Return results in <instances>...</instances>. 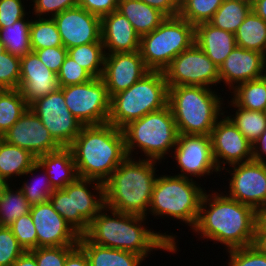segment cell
I'll return each mask as SVG.
<instances>
[{"instance_id": "cell-1", "label": "cell", "mask_w": 266, "mask_h": 266, "mask_svg": "<svg viewBox=\"0 0 266 266\" xmlns=\"http://www.w3.org/2000/svg\"><path fill=\"white\" fill-rule=\"evenodd\" d=\"M108 212H111L109 215ZM145 216L123 213L104 207L90 222L84 234L92 243L128 251L141 256L144 260L151 251L165 250L176 253V235L160 233L144 226ZM143 223V225H142Z\"/></svg>"}, {"instance_id": "cell-2", "label": "cell", "mask_w": 266, "mask_h": 266, "mask_svg": "<svg viewBox=\"0 0 266 266\" xmlns=\"http://www.w3.org/2000/svg\"><path fill=\"white\" fill-rule=\"evenodd\" d=\"M214 192V193H213ZM200 238L224 244L226 251L248 247L255 234V209L225 195L203 194L199 216L192 229Z\"/></svg>"}, {"instance_id": "cell-3", "label": "cell", "mask_w": 266, "mask_h": 266, "mask_svg": "<svg viewBox=\"0 0 266 266\" xmlns=\"http://www.w3.org/2000/svg\"><path fill=\"white\" fill-rule=\"evenodd\" d=\"M69 148L78 177L103 184L127 158L122 129L110 123L83 125Z\"/></svg>"}, {"instance_id": "cell-4", "label": "cell", "mask_w": 266, "mask_h": 266, "mask_svg": "<svg viewBox=\"0 0 266 266\" xmlns=\"http://www.w3.org/2000/svg\"><path fill=\"white\" fill-rule=\"evenodd\" d=\"M156 163L143 157L138 161L127 157L104 183L105 207L146 217L157 178Z\"/></svg>"}, {"instance_id": "cell-5", "label": "cell", "mask_w": 266, "mask_h": 266, "mask_svg": "<svg viewBox=\"0 0 266 266\" xmlns=\"http://www.w3.org/2000/svg\"><path fill=\"white\" fill-rule=\"evenodd\" d=\"M220 96L215 88L214 91L192 85L168 88L167 105L179 134L211 135L217 120L224 114L225 104Z\"/></svg>"}, {"instance_id": "cell-6", "label": "cell", "mask_w": 266, "mask_h": 266, "mask_svg": "<svg viewBox=\"0 0 266 266\" xmlns=\"http://www.w3.org/2000/svg\"><path fill=\"white\" fill-rule=\"evenodd\" d=\"M168 86L163 71H149L125 91L110 97L108 123L122 129L128 123L167 106Z\"/></svg>"}, {"instance_id": "cell-7", "label": "cell", "mask_w": 266, "mask_h": 266, "mask_svg": "<svg viewBox=\"0 0 266 266\" xmlns=\"http://www.w3.org/2000/svg\"><path fill=\"white\" fill-rule=\"evenodd\" d=\"M122 132L127 157H134L132 153L138 147L142 153L144 152L145 159L158 162L165 160V155L174 149L179 136L173 113L168 105L128 123L122 128Z\"/></svg>"}, {"instance_id": "cell-8", "label": "cell", "mask_w": 266, "mask_h": 266, "mask_svg": "<svg viewBox=\"0 0 266 266\" xmlns=\"http://www.w3.org/2000/svg\"><path fill=\"white\" fill-rule=\"evenodd\" d=\"M195 180L177 175H158L153 187L148 214L183 221L193 229L205 192Z\"/></svg>"}, {"instance_id": "cell-9", "label": "cell", "mask_w": 266, "mask_h": 266, "mask_svg": "<svg viewBox=\"0 0 266 266\" xmlns=\"http://www.w3.org/2000/svg\"><path fill=\"white\" fill-rule=\"evenodd\" d=\"M91 184L94 185H92L93 192L97 191L95 195L89 188ZM49 201L53 209L79 235H84L88 231L90 222L105 207L104 184L96 180L78 177L65 188L55 189Z\"/></svg>"}, {"instance_id": "cell-10", "label": "cell", "mask_w": 266, "mask_h": 266, "mask_svg": "<svg viewBox=\"0 0 266 266\" xmlns=\"http://www.w3.org/2000/svg\"><path fill=\"white\" fill-rule=\"evenodd\" d=\"M195 43V26L179 16L166 19L141 36L140 53L150 71H164L182 51Z\"/></svg>"}, {"instance_id": "cell-11", "label": "cell", "mask_w": 266, "mask_h": 266, "mask_svg": "<svg viewBox=\"0 0 266 266\" xmlns=\"http://www.w3.org/2000/svg\"><path fill=\"white\" fill-rule=\"evenodd\" d=\"M60 89L63 91L66 106L83 125L108 123L110 97L101 77Z\"/></svg>"}, {"instance_id": "cell-12", "label": "cell", "mask_w": 266, "mask_h": 266, "mask_svg": "<svg viewBox=\"0 0 266 266\" xmlns=\"http://www.w3.org/2000/svg\"><path fill=\"white\" fill-rule=\"evenodd\" d=\"M163 72L168 88L182 85L212 88L220 84L219 68L196 43L176 56Z\"/></svg>"}, {"instance_id": "cell-13", "label": "cell", "mask_w": 266, "mask_h": 266, "mask_svg": "<svg viewBox=\"0 0 266 266\" xmlns=\"http://www.w3.org/2000/svg\"><path fill=\"white\" fill-rule=\"evenodd\" d=\"M29 107L61 147H69L79 135L83 124L66 106L63 91L60 88L37 99Z\"/></svg>"}, {"instance_id": "cell-14", "label": "cell", "mask_w": 266, "mask_h": 266, "mask_svg": "<svg viewBox=\"0 0 266 266\" xmlns=\"http://www.w3.org/2000/svg\"><path fill=\"white\" fill-rule=\"evenodd\" d=\"M172 152L181 172L177 176L193 179L220 172L213 158L210 135L179 134Z\"/></svg>"}, {"instance_id": "cell-15", "label": "cell", "mask_w": 266, "mask_h": 266, "mask_svg": "<svg viewBox=\"0 0 266 266\" xmlns=\"http://www.w3.org/2000/svg\"><path fill=\"white\" fill-rule=\"evenodd\" d=\"M227 167L230 174L226 195L254 209L266 205V163L249 161Z\"/></svg>"}, {"instance_id": "cell-16", "label": "cell", "mask_w": 266, "mask_h": 266, "mask_svg": "<svg viewBox=\"0 0 266 266\" xmlns=\"http://www.w3.org/2000/svg\"><path fill=\"white\" fill-rule=\"evenodd\" d=\"M210 136L213 158L219 171L225 170L226 164L229 166L253 160V146L230 121L225 111L217 120Z\"/></svg>"}, {"instance_id": "cell-17", "label": "cell", "mask_w": 266, "mask_h": 266, "mask_svg": "<svg viewBox=\"0 0 266 266\" xmlns=\"http://www.w3.org/2000/svg\"><path fill=\"white\" fill-rule=\"evenodd\" d=\"M1 138L29 151L35 158L61 148L30 107Z\"/></svg>"}, {"instance_id": "cell-18", "label": "cell", "mask_w": 266, "mask_h": 266, "mask_svg": "<svg viewBox=\"0 0 266 266\" xmlns=\"http://www.w3.org/2000/svg\"><path fill=\"white\" fill-rule=\"evenodd\" d=\"M37 233V248L77 246L80 235L54 209L50 201L30 208Z\"/></svg>"}, {"instance_id": "cell-19", "label": "cell", "mask_w": 266, "mask_h": 266, "mask_svg": "<svg viewBox=\"0 0 266 266\" xmlns=\"http://www.w3.org/2000/svg\"><path fill=\"white\" fill-rule=\"evenodd\" d=\"M66 49L101 41V18L79 6L53 17Z\"/></svg>"}, {"instance_id": "cell-20", "label": "cell", "mask_w": 266, "mask_h": 266, "mask_svg": "<svg viewBox=\"0 0 266 266\" xmlns=\"http://www.w3.org/2000/svg\"><path fill=\"white\" fill-rule=\"evenodd\" d=\"M149 71L140 51L106 54L101 79L111 97L131 87Z\"/></svg>"}, {"instance_id": "cell-21", "label": "cell", "mask_w": 266, "mask_h": 266, "mask_svg": "<svg viewBox=\"0 0 266 266\" xmlns=\"http://www.w3.org/2000/svg\"><path fill=\"white\" fill-rule=\"evenodd\" d=\"M59 88L57 75L45 66L34 51L20 58L18 89L29 106Z\"/></svg>"}, {"instance_id": "cell-22", "label": "cell", "mask_w": 266, "mask_h": 266, "mask_svg": "<svg viewBox=\"0 0 266 266\" xmlns=\"http://www.w3.org/2000/svg\"><path fill=\"white\" fill-rule=\"evenodd\" d=\"M265 62L263 53L236 46L219 68L220 83L231 91L241 83L261 78Z\"/></svg>"}, {"instance_id": "cell-23", "label": "cell", "mask_w": 266, "mask_h": 266, "mask_svg": "<svg viewBox=\"0 0 266 266\" xmlns=\"http://www.w3.org/2000/svg\"><path fill=\"white\" fill-rule=\"evenodd\" d=\"M140 40L130 21L117 10L101 18V41L106 54L139 51Z\"/></svg>"}, {"instance_id": "cell-24", "label": "cell", "mask_w": 266, "mask_h": 266, "mask_svg": "<svg viewBox=\"0 0 266 266\" xmlns=\"http://www.w3.org/2000/svg\"><path fill=\"white\" fill-rule=\"evenodd\" d=\"M195 43L218 68L237 46L234 33L221 30L209 22L195 26Z\"/></svg>"}, {"instance_id": "cell-25", "label": "cell", "mask_w": 266, "mask_h": 266, "mask_svg": "<svg viewBox=\"0 0 266 266\" xmlns=\"http://www.w3.org/2000/svg\"><path fill=\"white\" fill-rule=\"evenodd\" d=\"M38 165L46 172L54 189H63L78 178L76 164L69 147L49 152L36 158Z\"/></svg>"}, {"instance_id": "cell-26", "label": "cell", "mask_w": 266, "mask_h": 266, "mask_svg": "<svg viewBox=\"0 0 266 266\" xmlns=\"http://www.w3.org/2000/svg\"><path fill=\"white\" fill-rule=\"evenodd\" d=\"M40 166L29 151L4 141L0 137V174L7 182L13 176L34 175ZM35 172V173H33Z\"/></svg>"}, {"instance_id": "cell-27", "label": "cell", "mask_w": 266, "mask_h": 266, "mask_svg": "<svg viewBox=\"0 0 266 266\" xmlns=\"http://www.w3.org/2000/svg\"><path fill=\"white\" fill-rule=\"evenodd\" d=\"M78 245L86 253L89 266H141L144 259L132 252L103 247L80 235Z\"/></svg>"}, {"instance_id": "cell-28", "label": "cell", "mask_w": 266, "mask_h": 266, "mask_svg": "<svg viewBox=\"0 0 266 266\" xmlns=\"http://www.w3.org/2000/svg\"><path fill=\"white\" fill-rule=\"evenodd\" d=\"M118 12L125 16L139 36L152 32L166 16L141 0H119Z\"/></svg>"}, {"instance_id": "cell-29", "label": "cell", "mask_w": 266, "mask_h": 266, "mask_svg": "<svg viewBox=\"0 0 266 266\" xmlns=\"http://www.w3.org/2000/svg\"><path fill=\"white\" fill-rule=\"evenodd\" d=\"M238 47L263 53L266 56V22L253 10L234 33Z\"/></svg>"}, {"instance_id": "cell-30", "label": "cell", "mask_w": 266, "mask_h": 266, "mask_svg": "<svg viewBox=\"0 0 266 266\" xmlns=\"http://www.w3.org/2000/svg\"><path fill=\"white\" fill-rule=\"evenodd\" d=\"M251 10V0H224L209 23L235 33Z\"/></svg>"}, {"instance_id": "cell-31", "label": "cell", "mask_w": 266, "mask_h": 266, "mask_svg": "<svg viewBox=\"0 0 266 266\" xmlns=\"http://www.w3.org/2000/svg\"><path fill=\"white\" fill-rule=\"evenodd\" d=\"M26 17L4 28H0V41L5 50L13 56L22 58L32 51L30 45V27L32 17Z\"/></svg>"}, {"instance_id": "cell-32", "label": "cell", "mask_w": 266, "mask_h": 266, "mask_svg": "<svg viewBox=\"0 0 266 266\" xmlns=\"http://www.w3.org/2000/svg\"><path fill=\"white\" fill-rule=\"evenodd\" d=\"M231 100L250 111L266 112V84L262 78L250 80L234 87Z\"/></svg>"}, {"instance_id": "cell-33", "label": "cell", "mask_w": 266, "mask_h": 266, "mask_svg": "<svg viewBox=\"0 0 266 266\" xmlns=\"http://www.w3.org/2000/svg\"><path fill=\"white\" fill-rule=\"evenodd\" d=\"M231 103V104H230ZM236 110L235 115L227 117L244 135V137L253 146L259 136L266 130V112L250 111L237 106L232 100L228 103Z\"/></svg>"}, {"instance_id": "cell-34", "label": "cell", "mask_w": 266, "mask_h": 266, "mask_svg": "<svg viewBox=\"0 0 266 266\" xmlns=\"http://www.w3.org/2000/svg\"><path fill=\"white\" fill-rule=\"evenodd\" d=\"M29 105L19 89H2L0 92V137L26 112Z\"/></svg>"}, {"instance_id": "cell-35", "label": "cell", "mask_w": 266, "mask_h": 266, "mask_svg": "<svg viewBox=\"0 0 266 266\" xmlns=\"http://www.w3.org/2000/svg\"><path fill=\"white\" fill-rule=\"evenodd\" d=\"M67 55L85 68L94 78L102 76L106 56L102 42L69 48L67 49Z\"/></svg>"}, {"instance_id": "cell-36", "label": "cell", "mask_w": 266, "mask_h": 266, "mask_svg": "<svg viewBox=\"0 0 266 266\" xmlns=\"http://www.w3.org/2000/svg\"><path fill=\"white\" fill-rule=\"evenodd\" d=\"M9 185L0 197V219L3 226H10L16 219L30 213L31 208L22 190L19 187L18 190H13Z\"/></svg>"}, {"instance_id": "cell-37", "label": "cell", "mask_w": 266, "mask_h": 266, "mask_svg": "<svg viewBox=\"0 0 266 266\" xmlns=\"http://www.w3.org/2000/svg\"><path fill=\"white\" fill-rule=\"evenodd\" d=\"M33 19L30 27V45L32 50L63 46L53 18L37 19L35 17Z\"/></svg>"}, {"instance_id": "cell-38", "label": "cell", "mask_w": 266, "mask_h": 266, "mask_svg": "<svg viewBox=\"0 0 266 266\" xmlns=\"http://www.w3.org/2000/svg\"><path fill=\"white\" fill-rule=\"evenodd\" d=\"M224 0H183L178 16L193 26L209 22Z\"/></svg>"}, {"instance_id": "cell-39", "label": "cell", "mask_w": 266, "mask_h": 266, "mask_svg": "<svg viewBox=\"0 0 266 266\" xmlns=\"http://www.w3.org/2000/svg\"><path fill=\"white\" fill-rule=\"evenodd\" d=\"M40 169L44 172L43 173L44 175H42L43 177L39 178L40 176L39 177L37 176L38 178H36V179H40V180H36L33 178L34 181L29 182V183H28V180L23 181L24 183L22 184L21 187H19L22 190L25 198L27 199L28 203L31 206L36 205V204L45 203V202L49 201L50 196L52 195L53 191L55 190L52 187L46 172L41 167H40ZM41 183H43V184H41Z\"/></svg>"}, {"instance_id": "cell-40", "label": "cell", "mask_w": 266, "mask_h": 266, "mask_svg": "<svg viewBox=\"0 0 266 266\" xmlns=\"http://www.w3.org/2000/svg\"><path fill=\"white\" fill-rule=\"evenodd\" d=\"M8 227L25 251L37 248V233L30 213L16 219Z\"/></svg>"}, {"instance_id": "cell-41", "label": "cell", "mask_w": 266, "mask_h": 266, "mask_svg": "<svg viewBox=\"0 0 266 266\" xmlns=\"http://www.w3.org/2000/svg\"><path fill=\"white\" fill-rule=\"evenodd\" d=\"M20 83V58L5 51L0 54V88L18 89Z\"/></svg>"}, {"instance_id": "cell-42", "label": "cell", "mask_w": 266, "mask_h": 266, "mask_svg": "<svg viewBox=\"0 0 266 266\" xmlns=\"http://www.w3.org/2000/svg\"><path fill=\"white\" fill-rule=\"evenodd\" d=\"M94 77L82 66H80L70 56H66L61 66L57 79L59 87L68 85L83 84Z\"/></svg>"}, {"instance_id": "cell-43", "label": "cell", "mask_w": 266, "mask_h": 266, "mask_svg": "<svg viewBox=\"0 0 266 266\" xmlns=\"http://www.w3.org/2000/svg\"><path fill=\"white\" fill-rule=\"evenodd\" d=\"M25 252L8 226L0 229V266H12Z\"/></svg>"}, {"instance_id": "cell-44", "label": "cell", "mask_w": 266, "mask_h": 266, "mask_svg": "<svg viewBox=\"0 0 266 266\" xmlns=\"http://www.w3.org/2000/svg\"><path fill=\"white\" fill-rule=\"evenodd\" d=\"M76 246L39 247L30 250L38 266H64L67 255Z\"/></svg>"}, {"instance_id": "cell-45", "label": "cell", "mask_w": 266, "mask_h": 266, "mask_svg": "<svg viewBox=\"0 0 266 266\" xmlns=\"http://www.w3.org/2000/svg\"><path fill=\"white\" fill-rule=\"evenodd\" d=\"M228 266H266V255L260 253L253 245L228 250Z\"/></svg>"}, {"instance_id": "cell-46", "label": "cell", "mask_w": 266, "mask_h": 266, "mask_svg": "<svg viewBox=\"0 0 266 266\" xmlns=\"http://www.w3.org/2000/svg\"><path fill=\"white\" fill-rule=\"evenodd\" d=\"M32 3V14L37 18H53L66 9L78 6V0H33Z\"/></svg>"}, {"instance_id": "cell-47", "label": "cell", "mask_w": 266, "mask_h": 266, "mask_svg": "<svg viewBox=\"0 0 266 266\" xmlns=\"http://www.w3.org/2000/svg\"><path fill=\"white\" fill-rule=\"evenodd\" d=\"M23 1V3H22ZM25 0H0V28L13 25L28 14Z\"/></svg>"}, {"instance_id": "cell-48", "label": "cell", "mask_w": 266, "mask_h": 266, "mask_svg": "<svg viewBox=\"0 0 266 266\" xmlns=\"http://www.w3.org/2000/svg\"><path fill=\"white\" fill-rule=\"evenodd\" d=\"M32 51H34L45 66L56 75L59 73L64 59L67 56V49L64 46L47 47Z\"/></svg>"}, {"instance_id": "cell-49", "label": "cell", "mask_w": 266, "mask_h": 266, "mask_svg": "<svg viewBox=\"0 0 266 266\" xmlns=\"http://www.w3.org/2000/svg\"><path fill=\"white\" fill-rule=\"evenodd\" d=\"M119 0H78V6L100 18L116 11Z\"/></svg>"}, {"instance_id": "cell-50", "label": "cell", "mask_w": 266, "mask_h": 266, "mask_svg": "<svg viewBox=\"0 0 266 266\" xmlns=\"http://www.w3.org/2000/svg\"><path fill=\"white\" fill-rule=\"evenodd\" d=\"M149 6L159 10L166 17H176L179 13L180 3L178 0H141Z\"/></svg>"}, {"instance_id": "cell-51", "label": "cell", "mask_w": 266, "mask_h": 266, "mask_svg": "<svg viewBox=\"0 0 266 266\" xmlns=\"http://www.w3.org/2000/svg\"><path fill=\"white\" fill-rule=\"evenodd\" d=\"M64 266H89L86 253L79 245L67 255Z\"/></svg>"}, {"instance_id": "cell-52", "label": "cell", "mask_w": 266, "mask_h": 266, "mask_svg": "<svg viewBox=\"0 0 266 266\" xmlns=\"http://www.w3.org/2000/svg\"><path fill=\"white\" fill-rule=\"evenodd\" d=\"M266 130L253 145V160L266 163Z\"/></svg>"}, {"instance_id": "cell-53", "label": "cell", "mask_w": 266, "mask_h": 266, "mask_svg": "<svg viewBox=\"0 0 266 266\" xmlns=\"http://www.w3.org/2000/svg\"><path fill=\"white\" fill-rule=\"evenodd\" d=\"M255 234H266V205L255 209Z\"/></svg>"}, {"instance_id": "cell-54", "label": "cell", "mask_w": 266, "mask_h": 266, "mask_svg": "<svg viewBox=\"0 0 266 266\" xmlns=\"http://www.w3.org/2000/svg\"><path fill=\"white\" fill-rule=\"evenodd\" d=\"M12 266H38L35 256L30 251H25Z\"/></svg>"}, {"instance_id": "cell-55", "label": "cell", "mask_w": 266, "mask_h": 266, "mask_svg": "<svg viewBox=\"0 0 266 266\" xmlns=\"http://www.w3.org/2000/svg\"><path fill=\"white\" fill-rule=\"evenodd\" d=\"M252 10L266 22V0H251Z\"/></svg>"}, {"instance_id": "cell-56", "label": "cell", "mask_w": 266, "mask_h": 266, "mask_svg": "<svg viewBox=\"0 0 266 266\" xmlns=\"http://www.w3.org/2000/svg\"><path fill=\"white\" fill-rule=\"evenodd\" d=\"M260 253L266 255V234H254L252 244Z\"/></svg>"}, {"instance_id": "cell-57", "label": "cell", "mask_w": 266, "mask_h": 266, "mask_svg": "<svg viewBox=\"0 0 266 266\" xmlns=\"http://www.w3.org/2000/svg\"><path fill=\"white\" fill-rule=\"evenodd\" d=\"M8 184H10L9 182H7L4 177L0 174V197L3 194V190L8 186Z\"/></svg>"}, {"instance_id": "cell-58", "label": "cell", "mask_w": 266, "mask_h": 266, "mask_svg": "<svg viewBox=\"0 0 266 266\" xmlns=\"http://www.w3.org/2000/svg\"><path fill=\"white\" fill-rule=\"evenodd\" d=\"M264 70H265V71H263V74H262L261 78L264 80V82H265V84H266V62H265ZM264 72H265V73H264Z\"/></svg>"}, {"instance_id": "cell-59", "label": "cell", "mask_w": 266, "mask_h": 266, "mask_svg": "<svg viewBox=\"0 0 266 266\" xmlns=\"http://www.w3.org/2000/svg\"><path fill=\"white\" fill-rule=\"evenodd\" d=\"M6 50H5V47H4V44L0 41V54L4 53Z\"/></svg>"}, {"instance_id": "cell-60", "label": "cell", "mask_w": 266, "mask_h": 266, "mask_svg": "<svg viewBox=\"0 0 266 266\" xmlns=\"http://www.w3.org/2000/svg\"><path fill=\"white\" fill-rule=\"evenodd\" d=\"M3 227V224H2V222H1V219H0V229Z\"/></svg>"}]
</instances>
